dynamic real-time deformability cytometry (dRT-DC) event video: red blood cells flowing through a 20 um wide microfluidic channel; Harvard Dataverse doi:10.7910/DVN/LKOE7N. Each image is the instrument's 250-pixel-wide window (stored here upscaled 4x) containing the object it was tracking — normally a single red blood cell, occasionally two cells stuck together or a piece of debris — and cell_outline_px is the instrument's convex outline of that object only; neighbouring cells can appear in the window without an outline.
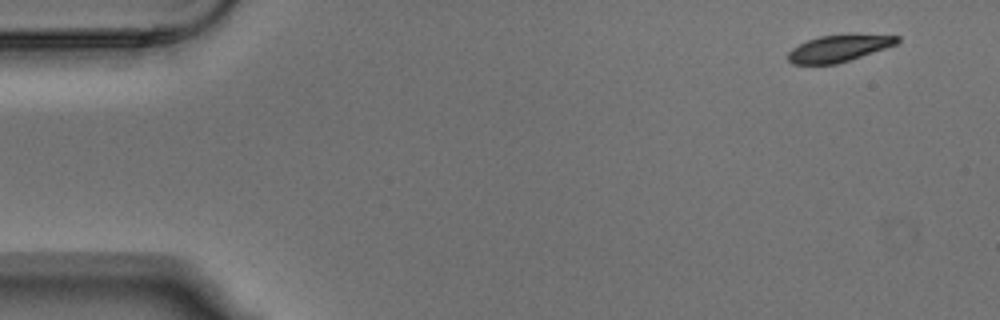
{"species": "Egyptian fruit bat (a non-hibernating species)", "species_latin": "Rousettus aegyptiacus", "temperature_condition": "warm", "stored_images_in_passage": 4, "camera_frame_rate_fps": 3000, "um_per_image_px": 0.085, "animal": {"sex": "male"}, "frame": {"image": 1, "passage_image": 1, "time_ms": 0.0, "image_size_px": [1000, 320], "cell_outline_px": [[900, 40], [896, 44], [836, 64], [792, 64], [788, 60], [788, 52], [792, 48], [808, 40], [820, 36], [900, 36]], "centroid_in_image_um": [71.21, 4.14], "position_along_channel_um": 13.8, "area_um2": 16.13}}
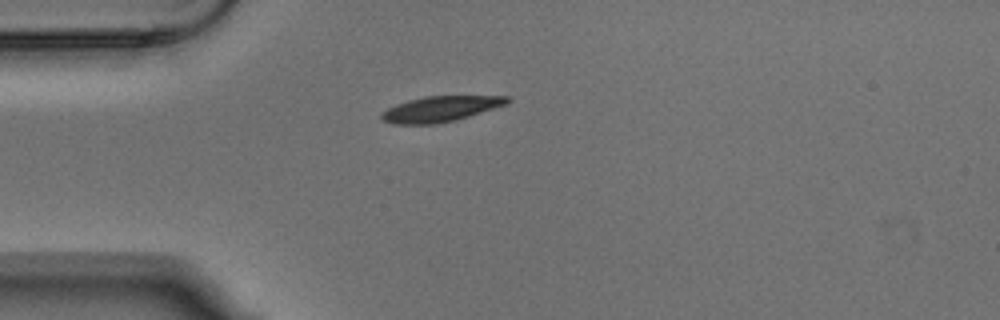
{"frame": {"image": 2, "passage_image": 4, "time_ms": 1.0, "image_size_px": [1000, 320], "cell_outline_px": [[512, 100], [508, 104], [456, 120], [436, 124], [396, 124], [384, 120], [380, 116], [388, 108], [396, 104], [408, 100], [424, 96], [512, 96]], "centroid_in_image_um": [37.5, 9.25], "position_along_channel_um": 47.5, "area_um2": 18.67}}